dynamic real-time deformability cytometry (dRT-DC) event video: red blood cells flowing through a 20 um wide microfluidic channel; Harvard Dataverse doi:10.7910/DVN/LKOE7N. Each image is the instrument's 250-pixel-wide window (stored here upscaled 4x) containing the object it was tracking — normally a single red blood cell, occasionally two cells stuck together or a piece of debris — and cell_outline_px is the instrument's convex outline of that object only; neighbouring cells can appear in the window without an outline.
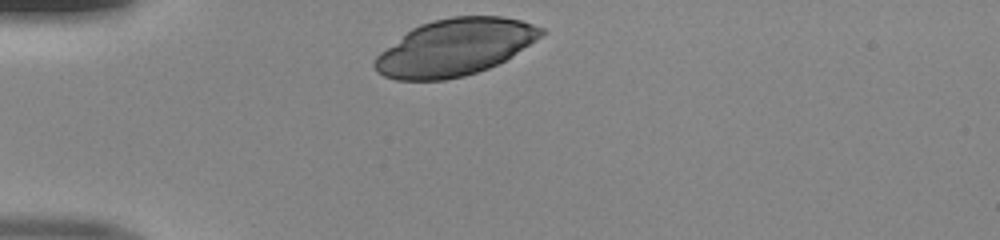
{"species": "human", "species_latin": "Homo sapiens", "temperature_condition": "room temperature", "stored_images_in_passage": 29, "camera_frame_rate_fps": 3000, "um_per_image_px": 0.085, "donor": {"sex": "male"}, "frame": {"image": 1, "passage_image": 1, "time_ms": 0.0, "image_size_px": [1000, 240], "cell_outline_px": [[548, 32], [512, 56], [488, 68], [464, 76], [444, 80], [396, 80], [384, 76], [376, 72], [372, 64], [376, 56], [380, 52], [412, 28], [420, 24], [432, 20], [452, 16], [504, 16], [520, 20], [544, 28]], "centroid_in_image_um": [38.66, 4.02], "position_along_channel_um": 46.3, "area_um2": 55.03}}
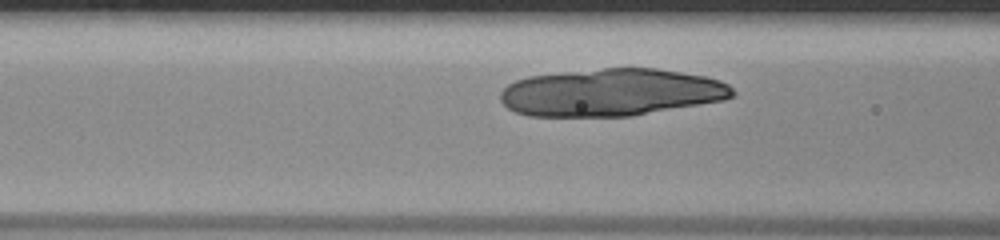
{"frame": {"image": 2, "passage_image": 8, "time_ms": 2.333, "image_size_px": [1000, 240], "cell_outline_px": [[736, 96], [724, 100], [632, 116], [528, 116], [516, 112], [508, 108], [500, 100], [500, 92], [508, 84], [516, 80], [528, 76], [560, 72], [604, 68], [656, 68], [704, 76], [720, 80], [728, 84], [736, 92]], "centroid_in_image_um": [51.96, 7.85], "position_along_channel_um": 114.6, "area_um2": 64.39}}
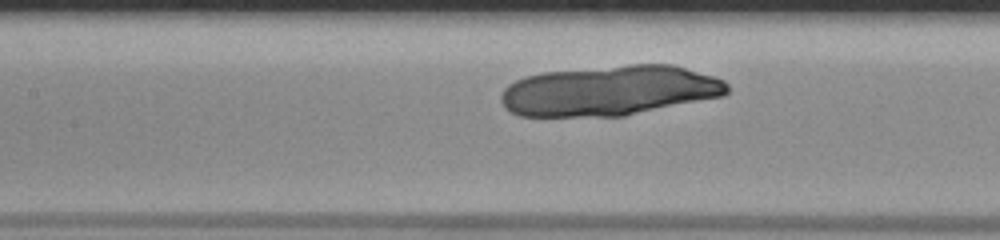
{"frame": {"image": 3, "passage_image": 11, "time_ms": 3.333, "image_size_px": [1000, 240], "cell_outline_px": [[728, 92], [724, 96], [624, 116], [520, 116], [504, 108], [500, 100], [500, 96], [504, 88], [508, 84], [524, 76], [544, 72], [632, 64], [672, 64], [712, 76], [724, 80], [728, 84]], "centroid_in_image_um": [51.8, 7.71], "position_along_channel_um": 155.6, "area_um2": 66.24}}